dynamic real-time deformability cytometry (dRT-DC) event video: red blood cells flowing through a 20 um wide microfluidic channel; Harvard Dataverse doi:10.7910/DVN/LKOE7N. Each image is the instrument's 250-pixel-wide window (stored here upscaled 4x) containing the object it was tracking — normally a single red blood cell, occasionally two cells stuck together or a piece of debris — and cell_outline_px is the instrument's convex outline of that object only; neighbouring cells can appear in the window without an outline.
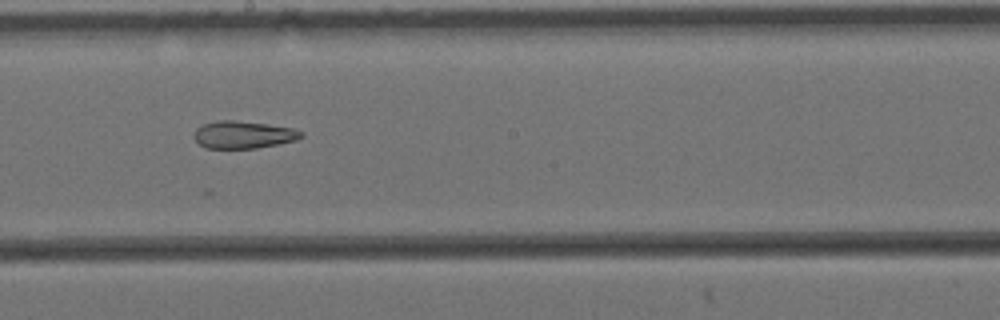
{"species": "Egyptian fruit bat (a non-hibernating species)", "species_latin": "Rousettus aegyptiacus", "temperature_condition": "cold", "stored_images_in_passage": 10, "camera_frame_rate_fps": 3000, "um_per_image_px": 0.085, "animal": {"sex": "female"}, "frame": {"image": 1, "passage_image": 9, "time_ms": 2.667, "image_size_px": [1000, 320], "cell_outline_px": [[304, 136], [296, 140], [256, 148], [204, 148], [192, 136], [196, 128], [204, 124], [216, 120], [236, 120], [292, 128], [304, 132]], "centroid_in_image_um": [20.65, 11.45], "position_along_channel_um": 227.5, "area_um2": 17.05}}
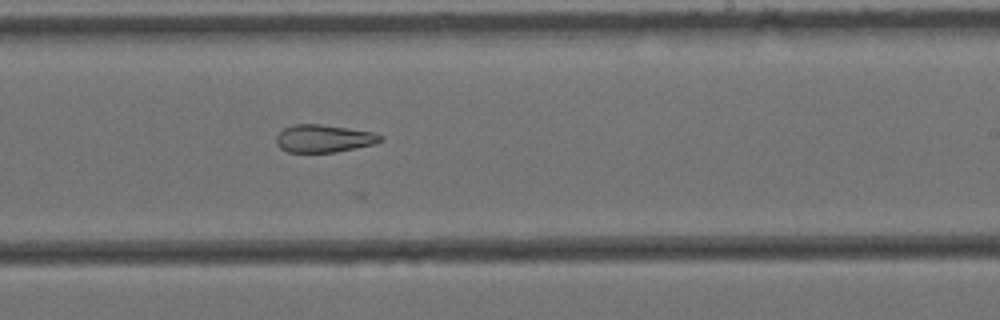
{"frame": {"image": 2, "passage_image": 10, "time_ms": 3.0, "image_size_px": [1000, 320], "cell_outline_px": [[384, 140], [376, 144], [336, 152], [288, 152], [280, 148], [276, 144], [276, 136], [284, 128], [292, 124], [320, 124], [376, 132], [384, 136]], "centroid_in_image_um": [27.57, 11.77], "position_along_channel_um": 261.4, "area_um2": 17.05}}